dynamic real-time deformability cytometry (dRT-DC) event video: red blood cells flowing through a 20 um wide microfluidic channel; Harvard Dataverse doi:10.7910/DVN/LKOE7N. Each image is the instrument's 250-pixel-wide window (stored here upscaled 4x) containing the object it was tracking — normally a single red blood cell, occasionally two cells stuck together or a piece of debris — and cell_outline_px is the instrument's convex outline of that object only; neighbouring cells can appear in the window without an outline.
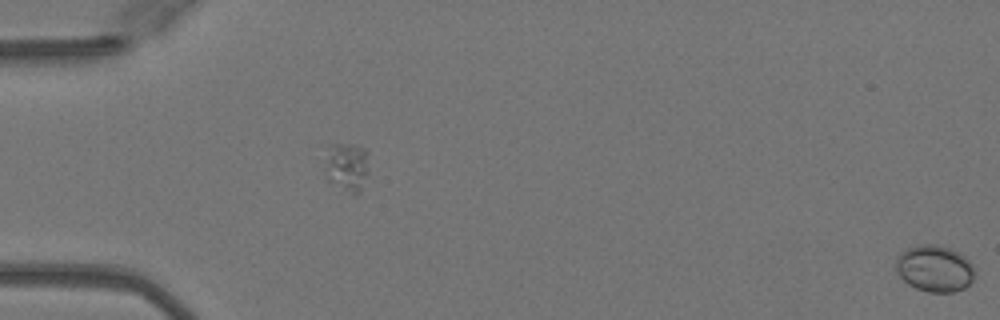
{"species": "Egyptian fruit bat (a non-hibernating species)", "species_latin": "Rousettus aegyptiacus", "temperature_condition": "warm", "stored_images_in_passage": 52, "camera_frame_rate_fps": 3000, "um_per_image_px": 0.085, "animal": {"sex": "female"}, "frame": {"image": 1, "passage_image": 1, "time_ms": 0.0, "image_size_px": [1000, 320], "cell_outline_px": [[976, 272], [972, 280], [964, 288], [952, 292], [928, 292], [916, 288], [908, 284], [896, 272], [896, 256], [900, 252], [908, 248], [924, 244], [932, 244], [948, 248], [960, 252], [972, 264]], "centroid_in_image_um": [79.44, 22.82], "position_along_channel_um": 5.6, "area_um2": 21.39}}
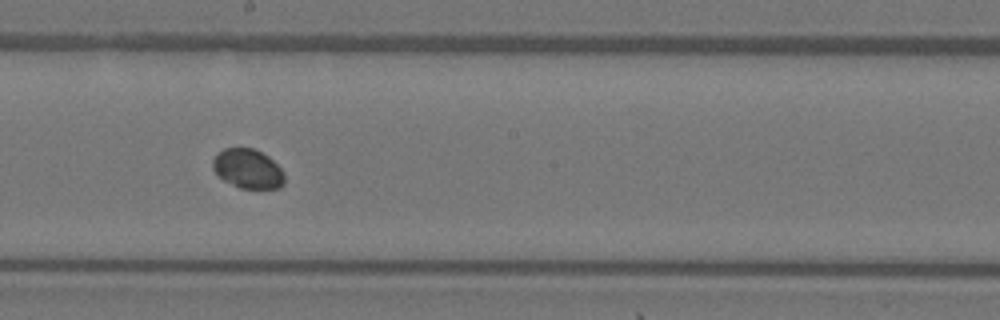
{"frame": {"image": 2, "passage_image": 30, "time_ms": 9.667, "image_size_px": [1000, 320], "cell_outline_px": [[284, 184], [280, 188], [240, 188], [224, 180], [212, 168], [212, 160], [216, 152], [224, 148], [252, 148], [268, 156], [284, 172]], "centroid_in_image_um": [21.05, 14.33], "position_along_channel_um": 227.1, "area_um2": 16.42}}
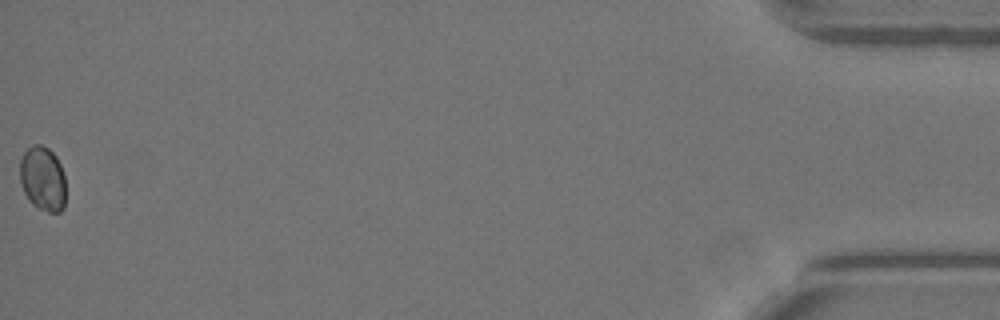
{"frame": {"image": 3, "passage_image": 52, "time_ms": 17.0, "image_size_px": [1000, 320], "cell_outline_px": [[64, 208], [60, 212], [48, 212], [32, 204], [24, 192], [20, 180], [20, 160], [24, 152], [32, 144], [40, 144], [48, 148], [56, 156], [60, 164], [64, 176]], "centroid_in_image_um": [3.62, 15.17], "position_along_channel_um": 431.6, "area_um2": 17.17}}